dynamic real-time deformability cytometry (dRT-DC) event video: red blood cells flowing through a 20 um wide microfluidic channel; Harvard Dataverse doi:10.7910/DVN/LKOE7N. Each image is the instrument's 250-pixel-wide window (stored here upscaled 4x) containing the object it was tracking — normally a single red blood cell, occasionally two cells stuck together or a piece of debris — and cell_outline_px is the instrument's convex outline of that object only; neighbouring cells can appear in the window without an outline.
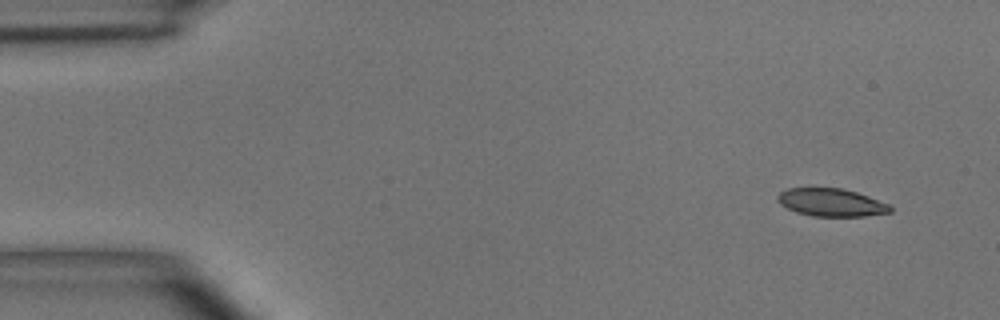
{"species": "common noctule bat (a hibernating species)", "species_latin": "Nyctalus noctula", "temperature_condition": "room temperature", "stored_images_in_passage": 4, "camera_frame_rate_fps": 3000, "um_per_image_px": 0.085, "animal": {"sex": "male", "body_mass_g": 15.6}, "frame": {"image": 1, "passage_image": 1, "time_ms": 0.0, "image_size_px": [1000, 320], "cell_outline_px": [[892, 212], [864, 216], [812, 216], [796, 212], [780, 204], [776, 196], [780, 192], [788, 188], [844, 188], [868, 196], [888, 204], [892, 208]], "centroid_in_image_um": [70.65, 17.21], "position_along_channel_um": 14.4, "area_um2": 18.21}}
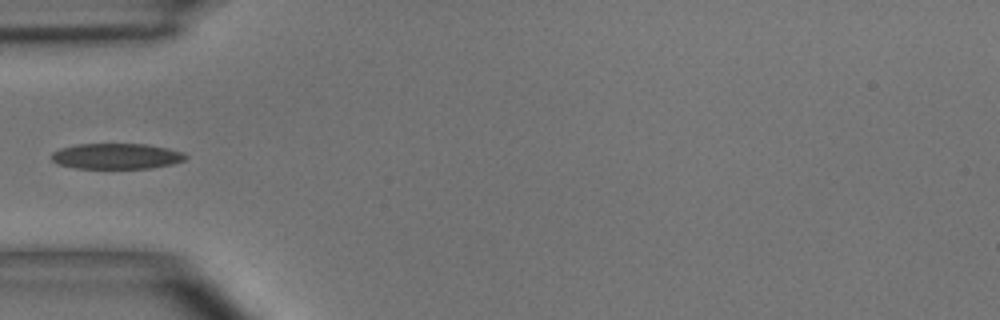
{"frame": {"image": 2, "passage_image": 4, "time_ms": 4.333, "image_size_px": [1000, 320], "cell_outline_px": [[188, 156], [184, 160], [172, 164], [152, 168], [76, 168], [56, 164], [52, 160], [52, 152], [60, 148], [76, 144], [144, 144], [184, 152]], "centroid_in_image_um": [9.87, 13.28], "position_along_channel_um": 75.1, "area_um2": 20.0}}